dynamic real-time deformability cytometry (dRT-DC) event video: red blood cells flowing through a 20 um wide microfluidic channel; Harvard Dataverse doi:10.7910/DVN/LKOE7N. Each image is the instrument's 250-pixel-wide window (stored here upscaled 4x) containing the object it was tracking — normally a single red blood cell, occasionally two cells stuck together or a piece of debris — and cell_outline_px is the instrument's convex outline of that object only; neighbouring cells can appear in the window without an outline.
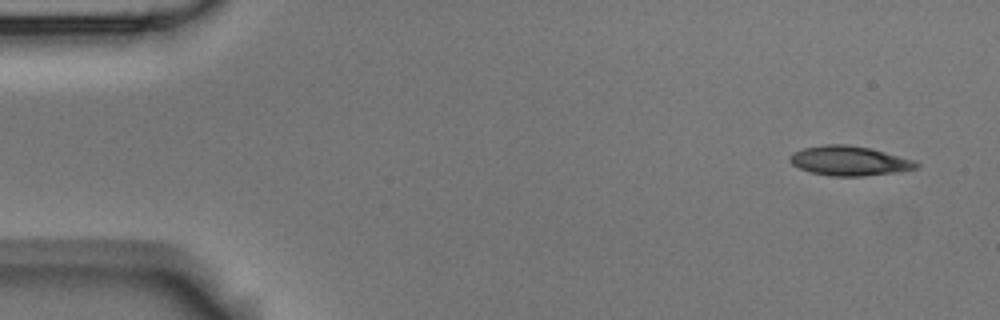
{"species": "Egyptian fruit bat (a non-hibernating species)", "species_latin": "Rousettus aegyptiacus", "temperature_condition": "room temperature", "stored_images_in_passage": 5, "segment_of_instrument_passage": [1, 2], "camera_frame_rate_fps": 3000, "um_per_image_px": 0.085, "animal": {"sex": "male"}, "frame": {"image": 1, "passage_image": 1, "time_ms": 0.0, "image_size_px": [1000, 320], "cell_outline_px": [[920, 164], [916, 168], [896, 172], [864, 176], [828, 176], [812, 172], [800, 168], [792, 164], [788, 160], [788, 156], [792, 152], [804, 148], [824, 144], [844, 144], [872, 148], [916, 160]], "centroid_in_image_um": [72.19, 13.66], "position_along_channel_um": 12.8, "area_um2": 21.96}}
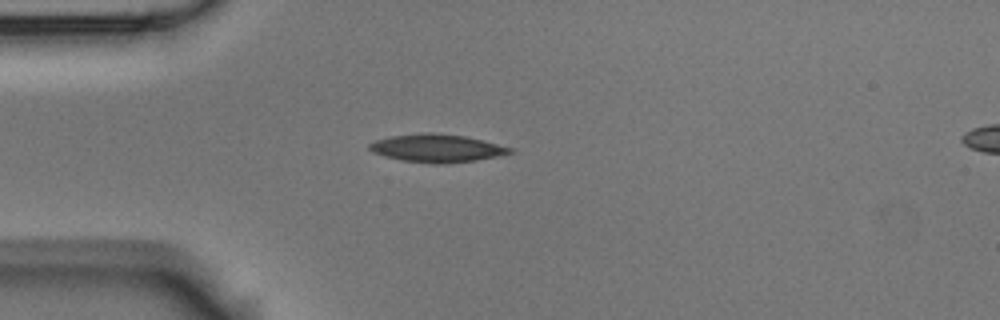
{"frame": {"image": 2, "passage_image": 4, "time_ms": 1.0, "image_size_px": [1000, 320], "cell_outline_px": [[516, 152], [476, 160], [404, 160], [384, 156], [372, 152], [368, 148], [368, 144], [376, 140], [392, 136], [424, 132], [432, 132], [464, 136], [484, 140], [516, 148]], "centroid_in_image_um": [37.18, 12.53], "position_along_channel_um": 47.8, "area_um2": 21.85}}